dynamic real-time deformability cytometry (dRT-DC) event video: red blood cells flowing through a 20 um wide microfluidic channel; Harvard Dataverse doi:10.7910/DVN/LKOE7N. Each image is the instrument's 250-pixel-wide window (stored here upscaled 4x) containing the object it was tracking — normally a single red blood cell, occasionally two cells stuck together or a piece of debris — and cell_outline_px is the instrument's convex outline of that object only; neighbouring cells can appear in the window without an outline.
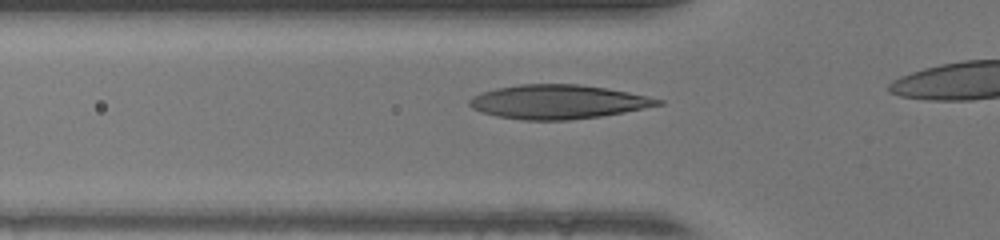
{"species": "human", "species_latin": "Homo sapiens", "temperature_condition": "warm", "stored_images_in_passage": 14, "camera_frame_rate_fps": 3000, "um_per_image_px": 0.085, "donor": {"sex": "female"}, "frame": {"image": 1, "passage_image": 6, "time_ms": 1.667, "image_size_px": [1000, 240], "cell_outline_px": [[664, 104], [624, 112], [600, 116], [568, 120], [524, 120], [496, 116], [480, 112], [472, 108], [468, 104], [468, 100], [472, 96], [480, 92], [496, 88], [520, 84], [580, 84], [608, 88], [648, 96], [664, 100]], "centroid_in_image_um": [47.41, 8.65], "position_along_channel_um": 78.4, "area_um2": 37.57}}
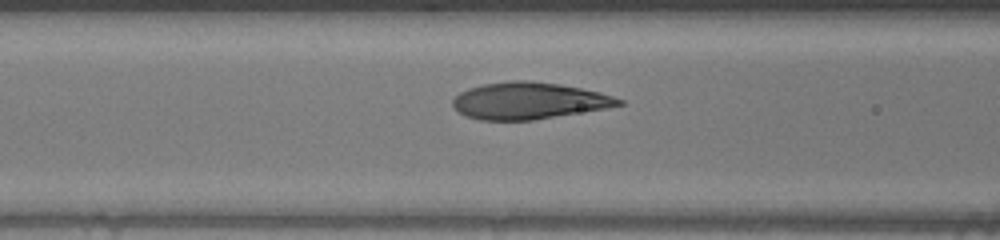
{"frame": {"image": 2, "passage_image": 9, "time_ms": 2.667, "image_size_px": [1000, 240], "cell_outline_px": [[624, 104], [604, 108], [532, 120], [480, 120], [464, 116], [452, 108], [452, 100], [460, 92], [468, 88], [484, 84], [512, 80], [528, 80], [560, 84], [600, 92], [624, 100]], "centroid_in_image_um": [44.89, 8.56], "position_along_channel_um": 121.7, "area_um2": 35.49}}
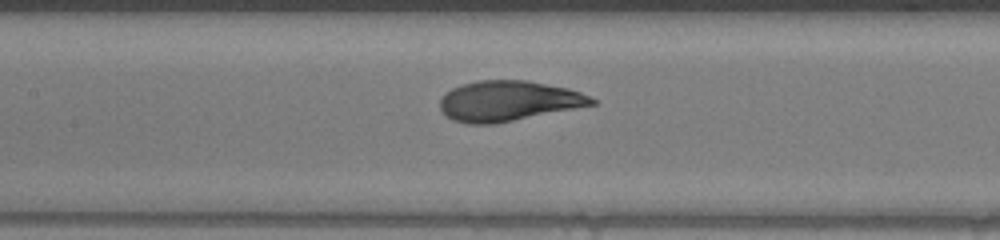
{"frame": {"image": 3, "passage_image": 12, "time_ms": 3.667, "image_size_px": [1000, 240], "cell_outline_px": [[596, 104], [496, 124], [468, 124], [452, 120], [440, 108], [440, 100], [444, 92], [460, 84], [480, 80], [528, 80], [568, 88], [580, 92], [596, 100]], "centroid_in_image_um": [43.19, 8.58], "position_along_channel_um": 164.2, "area_um2": 35.72}}